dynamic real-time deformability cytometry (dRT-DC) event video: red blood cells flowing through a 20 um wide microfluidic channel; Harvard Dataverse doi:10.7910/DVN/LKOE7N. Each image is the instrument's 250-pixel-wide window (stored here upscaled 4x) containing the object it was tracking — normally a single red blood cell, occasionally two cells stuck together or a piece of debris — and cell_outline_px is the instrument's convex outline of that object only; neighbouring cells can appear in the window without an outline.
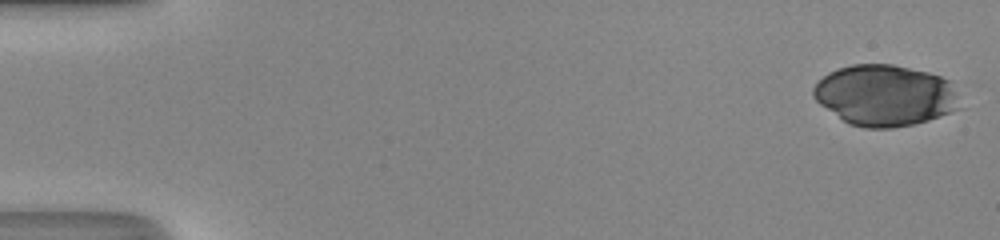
{"species": "human", "species_latin": "Homo sapiens", "temperature_condition": "room temperature", "stored_images_in_passage": 22, "camera_frame_rate_fps": 3000, "um_per_image_px": 0.085, "donor": {"sex": "male"}, "frame": {"image": 1, "passage_image": 1, "time_ms": 0.0, "image_size_px": [1000, 240], "cell_outline_px": [[964, 108], [928, 120], [912, 124], [892, 128], [864, 128], [848, 124], [820, 104], [812, 96], [812, 88], [828, 72], [836, 68], [852, 64], [892, 64], [928, 72], [940, 76], [948, 80]], "centroid_in_image_um": [75.22, 8.11], "position_along_channel_um": 9.8, "area_um2": 52.37}}